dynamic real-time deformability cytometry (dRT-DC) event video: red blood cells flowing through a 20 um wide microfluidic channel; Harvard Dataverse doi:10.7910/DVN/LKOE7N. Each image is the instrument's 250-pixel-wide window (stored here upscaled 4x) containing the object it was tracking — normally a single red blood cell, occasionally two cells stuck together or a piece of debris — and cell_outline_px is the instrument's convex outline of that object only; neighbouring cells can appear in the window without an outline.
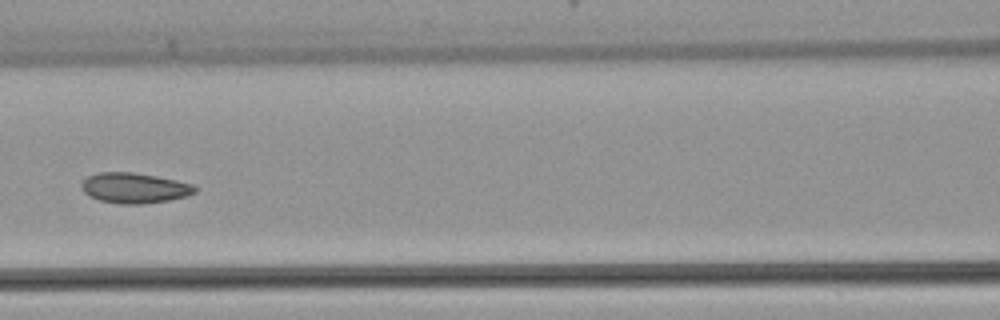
{"species": "common noctule bat (a hibernating species)", "species_latin": "Nyctalus noctula", "temperature_condition": "warm", "stored_images_in_passage": 47, "camera_frame_rate_fps": 3000, "um_per_image_px": 0.085, "animal": {"sex": "female", "body_mass_g": 22.7, "forearm_length_mm": 54.2}, "frame": {"image": 1, "passage_image": 21, "time_ms": 6.667, "image_size_px": [1000, 320], "cell_outline_px": [[200, 188], [196, 192], [188, 196], [168, 200], [140, 204], [120, 204], [100, 200], [88, 196], [84, 192], [80, 184], [88, 176], [96, 172], [132, 172], [156, 176], [176, 180], [192, 184]], "centroid_in_image_um": [11.44, 15.97], "position_along_channel_um": 155.2, "area_um2": 20.17}}